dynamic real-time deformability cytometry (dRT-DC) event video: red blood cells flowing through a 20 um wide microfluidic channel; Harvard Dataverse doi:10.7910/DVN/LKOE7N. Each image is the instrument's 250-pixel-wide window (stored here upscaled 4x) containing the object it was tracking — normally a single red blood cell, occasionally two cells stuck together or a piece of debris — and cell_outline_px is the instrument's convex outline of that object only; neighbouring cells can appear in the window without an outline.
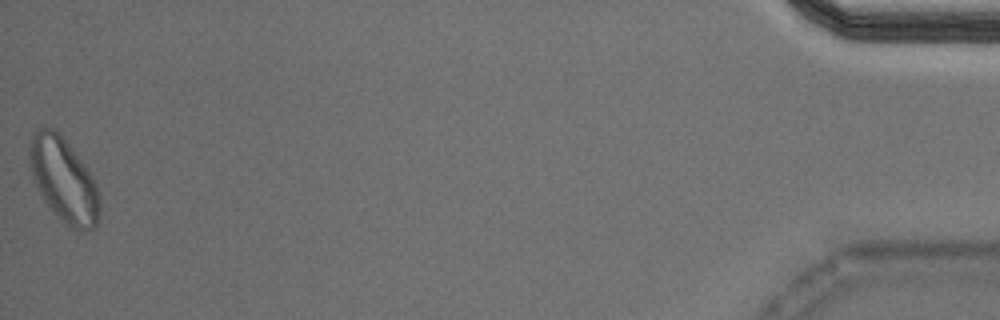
{"species": "Egyptian fruit bat (a non-hibernating species)", "species_latin": "Rousettus aegyptiacus", "temperature_condition": "cold", "stored_images_in_passage": 53, "segment_of_instrument_passage": [2, 2], "camera_frame_rate_fps": 3000, "um_per_image_px": 0.085, "animal": {"sex": "male"}, "frame": {"image": 1, "passage_image": 53, "time_ms": 17.333, "image_size_px": [1000, 320], "cell_outline_px": [[100, 220], [96, 228], [84, 232], [68, 228], [48, 208], [36, 188], [32, 180], [28, 152], [28, 144], [32, 132], [44, 124], [56, 128], [92, 176], [100, 192]], "centroid_in_image_um": [5.39, 15.32], "position_along_channel_um": 429.8, "area_um2": 35.6}}